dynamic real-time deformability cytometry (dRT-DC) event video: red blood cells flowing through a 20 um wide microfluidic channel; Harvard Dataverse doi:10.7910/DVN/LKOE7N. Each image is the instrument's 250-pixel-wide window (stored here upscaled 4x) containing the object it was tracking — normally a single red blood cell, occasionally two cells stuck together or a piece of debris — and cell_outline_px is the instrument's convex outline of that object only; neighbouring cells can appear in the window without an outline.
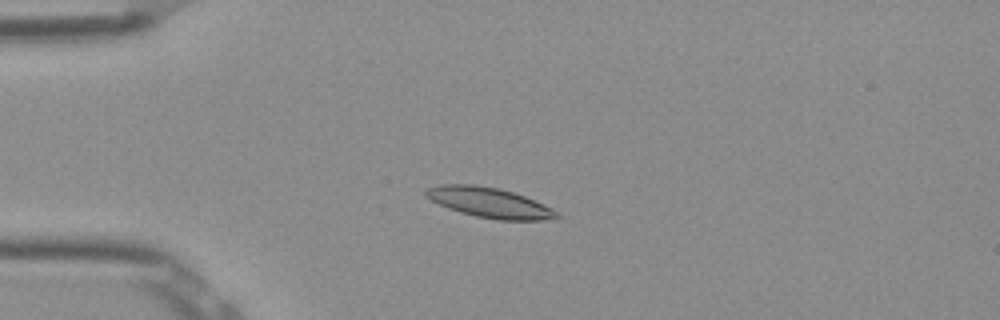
{"species": "Egyptian fruit bat (a non-hibernating species)", "species_latin": "Rousettus aegyptiacus", "temperature_condition": "room temperature", "stored_images_in_passage": 53, "camera_frame_rate_fps": 3000, "um_per_image_px": 0.085, "frame": {"image": 1, "passage_image": 14, "time_ms": 4.333, "image_size_px": [1000, 320], "cell_outline_px": [[560, 216], [556, 220], [496, 220], [476, 216], [460, 212], [448, 208], [424, 196], [424, 192], [428, 188], [440, 184], [472, 184], [500, 188], [524, 196], [544, 204], [552, 208]], "centroid_in_image_um": [41.62, 17.22], "position_along_channel_um": 43.4, "area_um2": 23.0}}
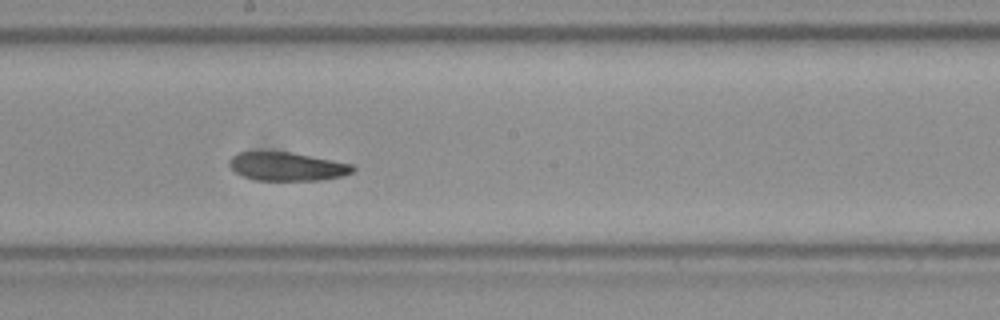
{"frame": {"image": 2, "passage_image": 30, "time_ms": 9.667, "image_size_px": [1000, 320], "cell_outline_px": [[356, 168], [352, 172], [344, 176], [324, 180], [256, 180], [244, 176], [236, 172], [228, 164], [228, 160], [232, 156], [240, 152], [292, 152], [352, 164]], "centroid_in_image_um": [24.43, 14.15], "position_along_channel_um": 223.8, "area_um2": 20.46}}
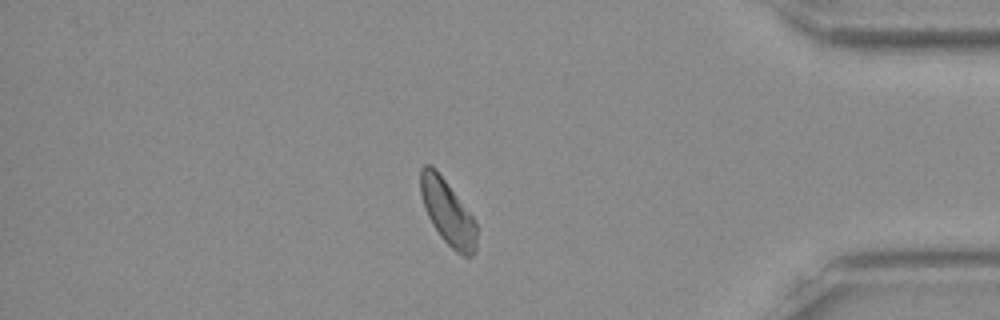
{"frame": {"image": 3, "passage_image": 46, "time_ms": 15.0, "image_size_px": [1000, 320], "cell_outline_px": [[476, 252], [472, 256], [464, 256], [456, 252], [440, 236], [432, 224], [424, 208], [420, 192], [420, 168], [424, 164], [432, 164], [436, 168], [472, 216], [476, 224]], "centroid_in_image_um": [38.03, 18.02], "position_along_channel_um": 397.2, "area_um2": 21.21}}